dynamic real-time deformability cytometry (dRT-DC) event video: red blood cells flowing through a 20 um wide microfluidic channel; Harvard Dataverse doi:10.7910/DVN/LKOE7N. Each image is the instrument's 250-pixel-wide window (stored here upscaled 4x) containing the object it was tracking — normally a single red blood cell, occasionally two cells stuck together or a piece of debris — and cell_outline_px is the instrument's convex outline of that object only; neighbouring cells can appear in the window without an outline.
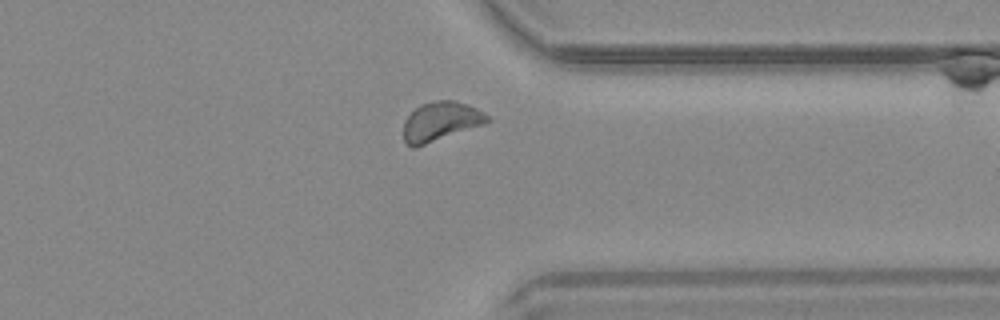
{"species": "common noctule bat (a hibernating species)", "species_latin": "Nyctalus noctula", "temperature_condition": "warm", "stored_images_in_passage": 34, "camera_frame_rate_fps": 3000, "um_per_image_px": 0.085, "animal": {"sex": "male", "body_mass_g": 20.4}, "frame": {"image": 1, "passage_image": 25, "time_ms": 8.0, "image_size_px": [1000, 320], "cell_outline_px": [[492, 120], [484, 124], [416, 148], [412, 148], [404, 140], [404, 120], [420, 104], [436, 100], [456, 100], [468, 104], [484, 112]], "centroid_in_image_um": [37.47, 10.32], "position_along_channel_um": 373.9, "area_um2": 19.25}}